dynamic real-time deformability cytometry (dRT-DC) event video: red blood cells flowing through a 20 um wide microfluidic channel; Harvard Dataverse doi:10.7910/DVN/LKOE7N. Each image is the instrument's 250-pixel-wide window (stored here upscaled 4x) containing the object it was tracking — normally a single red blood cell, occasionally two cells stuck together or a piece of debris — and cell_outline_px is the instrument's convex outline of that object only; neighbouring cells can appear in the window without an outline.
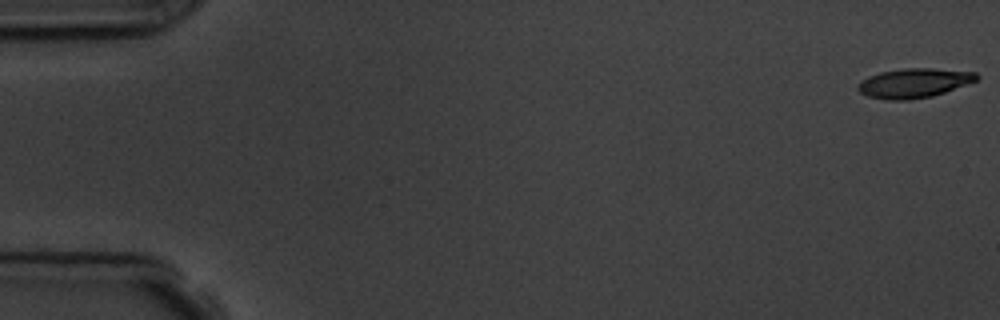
{"species": "common noctule bat (a hibernating species)", "species_latin": "Nyctalus noctula", "temperature_condition": "room temperature", "stored_images_in_passage": 9, "camera_frame_rate_fps": 3000, "um_per_image_px": 0.085, "animal": {"sex": "male", "body_mass_g": 19.5, "forearm_length_mm": 54.6}, "frame": {"image": 1, "passage_image": 1, "time_ms": 0.0, "image_size_px": [1000, 320], "cell_outline_px": [[980, 76], [976, 80], [944, 92], [932, 96], [908, 100], [884, 100], [868, 96], [860, 92], [856, 88], [856, 84], [868, 76], [880, 72], [904, 68], [932, 68], [976, 72]], "centroid_in_image_um": [77.64, 7.06], "position_along_channel_um": 7.4, "area_um2": 20.35}}
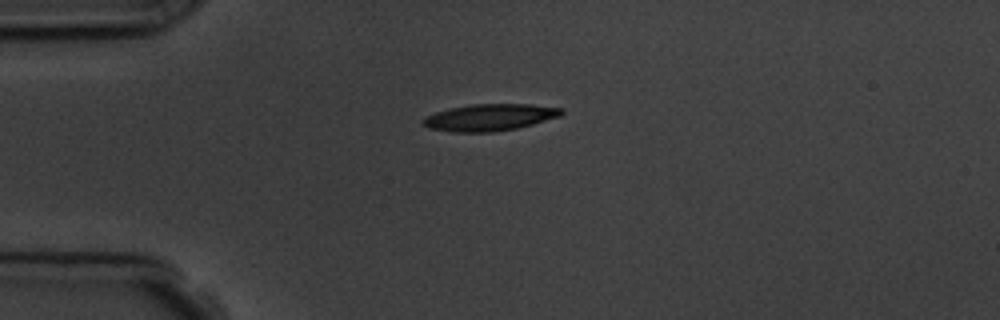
{"frame": {"image": 2, "passage_image": 4, "time_ms": 4.333, "image_size_px": [1000, 320], "cell_outline_px": [[564, 112], [560, 116], [532, 124], [516, 128], [492, 132], [452, 132], [428, 128], [420, 124], [420, 120], [424, 116], [436, 112], [452, 108], [472, 104], [528, 104], [564, 108]], "centroid_in_image_um": [41.58, 9.98], "position_along_channel_um": 43.4, "area_um2": 21.68}}